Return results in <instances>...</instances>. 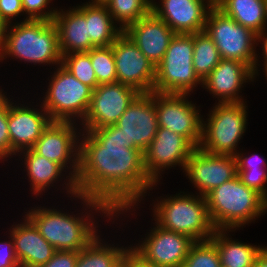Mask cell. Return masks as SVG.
<instances>
[{
	"mask_svg": "<svg viewBox=\"0 0 267 267\" xmlns=\"http://www.w3.org/2000/svg\"><path fill=\"white\" fill-rule=\"evenodd\" d=\"M111 46L117 82L133 87L139 93L154 92L156 67L132 39L123 32Z\"/></svg>",
	"mask_w": 267,
	"mask_h": 267,
	"instance_id": "obj_13",
	"label": "cell"
},
{
	"mask_svg": "<svg viewBox=\"0 0 267 267\" xmlns=\"http://www.w3.org/2000/svg\"><path fill=\"white\" fill-rule=\"evenodd\" d=\"M124 32L155 67L162 61L169 44L176 35L152 11L137 22L130 24Z\"/></svg>",
	"mask_w": 267,
	"mask_h": 267,
	"instance_id": "obj_22",
	"label": "cell"
},
{
	"mask_svg": "<svg viewBox=\"0 0 267 267\" xmlns=\"http://www.w3.org/2000/svg\"><path fill=\"white\" fill-rule=\"evenodd\" d=\"M52 1L53 0H22L25 15L22 21L29 19L53 21L58 9L48 6Z\"/></svg>",
	"mask_w": 267,
	"mask_h": 267,
	"instance_id": "obj_35",
	"label": "cell"
},
{
	"mask_svg": "<svg viewBox=\"0 0 267 267\" xmlns=\"http://www.w3.org/2000/svg\"><path fill=\"white\" fill-rule=\"evenodd\" d=\"M54 68L51 78H47L50 81L41 104L52 121H77L81 124L87 114L93 89L75 78L61 64Z\"/></svg>",
	"mask_w": 267,
	"mask_h": 267,
	"instance_id": "obj_7",
	"label": "cell"
},
{
	"mask_svg": "<svg viewBox=\"0 0 267 267\" xmlns=\"http://www.w3.org/2000/svg\"><path fill=\"white\" fill-rule=\"evenodd\" d=\"M13 101L9 103L8 112L10 159L23 150L31 149L52 122L42 104L38 109L30 103L25 106Z\"/></svg>",
	"mask_w": 267,
	"mask_h": 267,
	"instance_id": "obj_18",
	"label": "cell"
},
{
	"mask_svg": "<svg viewBox=\"0 0 267 267\" xmlns=\"http://www.w3.org/2000/svg\"><path fill=\"white\" fill-rule=\"evenodd\" d=\"M155 226L130 249L144 262L159 267H182L195 241L183 234Z\"/></svg>",
	"mask_w": 267,
	"mask_h": 267,
	"instance_id": "obj_11",
	"label": "cell"
},
{
	"mask_svg": "<svg viewBox=\"0 0 267 267\" xmlns=\"http://www.w3.org/2000/svg\"><path fill=\"white\" fill-rule=\"evenodd\" d=\"M254 267H267V247L265 245L260 251Z\"/></svg>",
	"mask_w": 267,
	"mask_h": 267,
	"instance_id": "obj_44",
	"label": "cell"
},
{
	"mask_svg": "<svg viewBox=\"0 0 267 267\" xmlns=\"http://www.w3.org/2000/svg\"><path fill=\"white\" fill-rule=\"evenodd\" d=\"M194 34H176L156 66L154 92L190 94L202 81L193 67Z\"/></svg>",
	"mask_w": 267,
	"mask_h": 267,
	"instance_id": "obj_9",
	"label": "cell"
},
{
	"mask_svg": "<svg viewBox=\"0 0 267 267\" xmlns=\"http://www.w3.org/2000/svg\"><path fill=\"white\" fill-rule=\"evenodd\" d=\"M264 73H265V77H267V70ZM266 80H267V78H266Z\"/></svg>",
	"mask_w": 267,
	"mask_h": 267,
	"instance_id": "obj_48",
	"label": "cell"
},
{
	"mask_svg": "<svg viewBox=\"0 0 267 267\" xmlns=\"http://www.w3.org/2000/svg\"><path fill=\"white\" fill-rule=\"evenodd\" d=\"M139 94L133 87L118 82L98 85L93 90L87 114L80 124L81 130L115 125Z\"/></svg>",
	"mask_w": 267,
	"mask_h": 267,
	"instance_id": "obj_14",
	"label": "cell"
},
{
	"mask_svg": "<svg viewBox=\"0 0 267 267\" xmlns=\"http://www.w3.org/2000/svg\"><path fill=\"white\" fill-rule=\"evenodd\" d=\"M265 5H266V15H267V0H265Z\"/></svg>",
	"mask_w": 267,
	"mask_h": 267,
	"instance_id": "obj_47",
	"label": "cell"
},
{
	"mask_svg": "<svg viewBox=\"0 0 267 267\" xmlns=\"http://www.w3.org/2000/svg\"><path fill=\"white\" fill-rule=\"evenodd\" d=\"M161 2V3H160ZM152 0L151 11L176 34H194L205 30L208 12L215 0Z\"/></svg>",
	"mask_w": 267,
	"mask_h": 267,
	"instance_id": "obj_19",
	"label": "cell"
},
{
	"mask_svg": "<svg viewBox=\"0 0 267 267\" xmlns=\"http://www.w3.org/2000/svg\"><path fill=\"white\" fill-rule=\"evenodd\" d=\"M183 173L201 196L238 175L235 156L211 154L199 147L190 154Z\"/></svg>",
	"mask_w": 267,
	"mask_h": 267,
	"instance_id": "obj_15",
	"label": "cell"
},
{
	"mask_svg": "<svg viewBox=\"0 0 267 267\" xmlns=\"http://www.w3.org/2000/svg\"><path fill=\"white\" fill-rule=\"evenodd\" d=\"M79 252L56 250L52 258L39 267H75Z\"/></svg>",
	"mask_w": 267,
	"mask_h": 267,
	"instance_id": "obj_39",
	"label": "cell"
},
{
	"mask_svg": "<svg viewBox=\"0 0 267 267\" xmlns=\"http://www.w3.org/2000/svg\"><path fill=\"white\" fill-rule=\"evenodd\" d=\"M23 155V158L22 156ZM16 156H20L24 161V171L27 173V179L30 183V190L32 194L36 196L43 195L45 191H48L51 187L56 186L55 183H64L60 186H64L62 190H66L67 197L76 199L78 194L75 179L71 175H67V171L58 163L52 162L43 156L38 155L32 149H27L19 152ZM65 172V173H64ZM64 173V174H63ZM66 175V179H65ZM64 177V178H63ZM60 178V180H59ZM65 184V185H64Z\"/></svg>",
	"mask_w": 267,
	"mask_h": 267,
	"instance_id": "obj_21",
	"label": "cell"
},
{
	"mask_svg": "<svg viewBox=\"0 0 267 267\" xmlns=\"http://www.w3.org/2000/svg\"><path fill=\"white\" fill-rule=\"evenodd\" d=\"M194 149L184 136L158 127L156 136L144 152V166L148 177L155 183L160 182L162 172L169 168L178 166L183 170Z\"/></svg>",
	"mask_w": 267,
	"mask_h": 267,
	"instance_id": "obj_17",
	"label": "cell"
},
{
	"mask_svg": "<svg viewBox=\"0 0 267 267\" xmlns=\"http://www.w3.org/2000/svg\"><path fill=\"white\" fill-rule=\"evenodd\" d=\"M255 79L254 72L245 63L222 58L202 81V87L216 97L218 103L246 102L240 92L246 83Z\"/></svg>",
	"mask_w": 267,
	"mask_h": 267,
	"instance_id": "obj_20",
	"label": "cell"
},
{
	"mask_svg": "<svg viewBox=\"0 0 267 267\" xmlns=\"http://www.w3.org/2000/svg\"><path fill=\"white\" fill-rule=\"evenodd\" d=\"M215 5L256 35L267 29L265 0H215Z\"/></svg>",
	"mask_w": 267,
	"mask_h": 267,
	"instance_id": "obj_26",
	"label": "cell"
},
{
	"mask_svg": "<svg viewBox=\"0 0 267 267\" xmlns=\"http://www.w3.org/2000/svg\"><path fill=\"white\" fill-rule=\"evenodd\" d=\"M152 0H109L105 5L124 31L130 24L151 12Z\"/></svg>",
	"mask_w": 267,
	"mask_h": 267,
	"instance_id": "obj_30",
	"label": "cell"
},
{
	"mask_svg": "<svg viewBox=\"0 0 267 267\" xmlns=\"http://www.w3.org/2000/svg\"><path fill=\"white\" fill-rule=\"evenodd\" d=\"M23 221L9 228L14 242V251L20 267H39L46 264L55 253V248L41 236L34 223L26 216Z\"/></svg>",
	"mask_w": 267,
	"mask_h": 267,
	"instance_id": "obj_23",
	"label": "cell"
},
{
	"mask_svg": "<svg viewBox=\"0 0 267 267\" xmlns=\"http://www.w3.org/2000/svg\"><path fill=\"white\" fill-rule=\"evenodd\" d=\"M158 198L152 203V218H155L151 220L195 242L210 240L216 229L210 220L205 196L180 191L170 197L166 195Z\"/></svg>",
	"mask_w": 267,
	"mask_h": 267,
	"instance_id": "obj_5",
	"label": "cell"
},
{
	"mask_svg": "<svg viewBox=\"0 0 267 267\" xmlns=\"http://www.w3.org/2000/svg\"><path fill=\"white\" fill-rule=\"evenodd\" d=\"M114 267H133V251L130 249Z\"/></svg>",
	"mask_w": 267,
	"mask_h": 267,
	"instance_id": "obj_43",
	"label": "cell"
},
{
	"mask_svg": "<svg viewBox=\"0 0 267 267\" xmlns=\"http://www.w3.org/2000/svg\"><path fill=\"white\" fill-rule=\"evenodd\" d=\"M61 65L83 84L93 90L99 85L92 67L90 51L73 52L62 56Z\"/></svg>",
	"mask_w": 267,
	"mask_h": 267,
	"instance_id": "obj_31",
	"label": "cell"
},
{
	"mask_svg": "<svg viewBox=\"0 0 267 267\" xmlns=\"http://www.w3.org/2000/svg\"><path fill=\"white\" fill-rule=\"evenodd\" d=\"M23 14L22 0H0V16L7 24L16 23L17 17Z\"/></svg>",
	"mask_w": 267,
	"mask_h": 267,
	"instance_id": "obj_38",
	"label": "cell"
},
{
	"mask_svg": "<svg viewBox=\"0 0 267 267\" xmlns=\"http://www.w3.org/2000/svg\"><path fill=\"white\" fill-rule=\"evenodd\" d=\"M205 31L215 43L221 58L245 63L259 76L257 35L227 16L216 5L208 12Z\"/></svg>",
	"mask_w": 267,
	"mask_h": 267,
	"instance_id": "obj_8",
	"label": "cell"
},
{
	"mask_svg": "<svg viewBox=\"0 0 267 267\" xmlns=\"http://www.w3.org/2000/svg\"><path fill=\"white\" fill-rule=\"evenodd\" d=\"M243 184L256 190L267 200V168L262 170H237Z\"/></svg>",
	"mask_w": 267,
	"mask_h": 267,
	"instance_id": "obj_36",
	"label": "cell"
},
{
	"mask_svg": "<svg viewBox=\"0 0 267 267\" xmlns=\"http://www.w3.org/2000/svg\"><path fill=\"white\" fill-rule=\"evenodd\" d=\"M216 245L211 240L195 242L182 267H220Z\"/></svg>",
	"mask_w": 267,
	"mask_h": 267,
	"instance_id": "obj_33",
	"label": "cell"
},
{
	"mask_svg": "<svg viewBox=\"0 0 267 267\" xmlns=\"http://www.w3.org/2000/svg\"><path fill=\"white\" fill-rule=\"evenodd\" d=\"M237 170H262L267 167L266 159L258 154L246 155L238 151L235 155Z\"/></svg>",
	"mask_w": 267,
	"mask_h": 267,
	"instance_id": "obj_37",
	"label": "cell"
},
{
	"mask_svg": "<svg viewBox=\"0 0 267 267\" xmlns=\"http://www.w3.org/2000/svg\"><path fill=\"white\" fill-rule=\"evenodd\" d=\"M133 267H159L156 265L149 264L141 260L134 252H133Z\"/></svg>",
	"mask_w": 267,
	"mask_h": 267,
	"instance_id": "obj_45",
	"label": "cell"
},
{
	"mask_svg": "<svg viewBox=\"0 0 267 267\" xmlns=\"http://www.w3.org/2000/svg\"><path fill=\"white\" fill-rule=\"evenodd\" d=\"M90 59L99 85L117 82L112 46L92 48Z\"/></svg>",
	"mask_w": 267,
	"mask_h": 267,
	"instance_id": "obj_32",
	"label": "cell"
},
{
	"mask_svg": "<svg viewBox=\"0 0 267 267\" xmlns=\"http://www.w3.org/2000/svg\"><path fill=\"white\" fill-rule=\"evenodd\" d=\"M7 23L0 16V62H3V56L5 52V40Z\"/></svg>",
	"mask_w": 267,
	"mask_h": 267,
	"instance_id": "obj_42",
	"label": "cell"
},
{
	"mask_svg": "<svg viewBox=\"0 0 267 267\" xmlns=\"http://www.w3.org/2000/svg\"><path fill=\"white\" fill-rule=\"evenodd\" d=\"M229 232L234 230H215L210 238L218 249L220 264L224 267H254L264 246L242 243L229 237Z\"/></svg>",
	"mask_w": 267,
	"mask_h": 267,
	"instance_id": "obj_25",
	"label": "cell"
},
{
	"mask_svg": "<svg viewBox=\"0 0 267 267\" xmlns=\"http://www.w3.org/2000/svg\"><path fill=\"white\" fill-rule=\"evenodd\" d=\"M115 125L122 132L126 147L136 148L144 153L159 127L153 92L140 93Z\"/></svg>",
	"mask_w": 267,
	"mask_h": 267,
	"instance_id": "obj_16",
	"label": "cell"
},
{
	"mask_svg": "<svg viewBox=\"0 0 267 267\" xmlns=\"http://www.w3.org/2000/svg\"><path fill=\"white\" fill-rule=\"evenodd\" d=\"M78 127L80 124L75 122L52 121L31 148L38 155L60 164L74 179L79 168V141L82 131Z\"/></svg>",
	"mask_w": 267,
	"mask_h": 267,
	"instance_id": "obj_12",
	"label": "cell"
},
{
	"mask_svg": "<svg viewBox=\"0 0 267 267\" xmlns=\"http://www.w3.org/2000/svg\"><path fill=\"white\" fill-rule=\"evenodd\" d=\"M80 137L75 178L78 194L104 202L115 218L136 211L147 192L159 183L148 177L144 153L126 147L116 125L81 131Z\"/></svg>",
	"mask_w": 267,
	"mask_h": 267,
	"instance_id": "obj_1",
	"label": "cell"
},
{
	"mask_svg": "<svg viewBox=\"0 0 267 267\" xmlns=\"http://www.w3.org/2000/svg\"><path fill=\"white\" fill-rule=\"evenodd\" d=\"M76 198L81 200L84 206H82L84 209L81 210L84 212L76 213V215L73 214L74 212L69 213L63 212V209H55L54 206L48 208L39 205L24 212L37 227L41 236L55 250L79 252L85 248L99 234L98 223L93 218V214L102 213L104 218L115 220V213L104 202L81 194H77Z\"/></svg>",
	"mask_w": 267,
	"mask_h": 267,
	"instance_id": "obj_2",
	"label": "cell"
},
{
	"mask_svg": "<svg viewBox=\"0 0 267 267\" xmlns=\"http://www.w3.org/2000/svg\"><path fill=\"white\" fill-rule=\"evenodd\" d=\"M188 97L190 94L153 92L158 126L184 136L198 148L201 143L203 115L200 114V106H196Z\"/></svg>",
	"mask_w": 267,
	"mask_h": 267,
	"instance_id": "obj_10",
	"label": "cell"
},
{
	"mask_svg": "<svg viewBox=\"0 0 267 267\" xmlns=\"http://www.w3.org/2000/svg\"><path fill=\"white\" fill-rule=\"evenodd\" d=\"M63 10L65 9L59 8L52 21L57 28L61 56L73 52H88L95 48L89 37L86 4Z\"/></svg>",
	"mask_w": 267,
	"mask_h": 267,
	"instance_id": "obj_24",
	"label": "cell"
},
{
	"mask_svg": "<svg viewBox=\"0 0 267 267\" xmlns=\"http://www.w3.org/2000/svg\"><path fill=\"white\" fill-rule=\"evenodd\" d=\"M109 0H89V3H93V4H106Z\"/></svg>",
	"mask_w": 267,
	"mask_h": 267,
	"instance_id": "obj_46",
	"label": "cell"
},
{
	"mask_svg": "<svg viewBox=\"0 0 267 267\" xmlns=\"http://www.w3.org/2000/svg\"><path fill=\"white\" fill-rule=\"evenodd\" d=\"M3 91L4 89H0V161H8L7 158H10L8 112L9 103L14 98L10 99Z\"/></svg>",
	"mask_w": 267,
	"mask_h": 267,
	"instance_id": "obj_34",
	"label": "cell"
},
{
	"mask_svg": "<svg viewBox=\"0 0 267 267\" xmlns=\"http://www.w3.org/2000/svg\"><path fill=\"white\" fill-rule=\"evenodd\" d=\"M10 57L34 65H60L62 56L54 23L29 19L8 24L3 60Z\"/></svg>",
	"mask_w": 267,
	"mask_h": 267,
	"instance_id": "obj_4",
	"label": "cell"
},
{
	"mask_svg": "<svg viewBox=\"0 0 267 267\" xmlns=\"http://www.w3.org/2000/svg\"><path fill=\"white\" fill-rule=\"evenodd\" d=\"M259 43L262 45V51H261V55L263 57V64H262V69L263 72H265L267 70V29H265L263 32H261L260 34L257 35V45H259Z\"/></svg>",
	"mask_w": 267,
	"mask_h": 267,
	"instance_id": "obj_41",
	"label": "cell"
},
{
	"mask_svg": "<svg viewBox=\"0 0 267 267\" xmlns=\"http://www.w3.org/2000/svg\"><path fill=\"white\" fill-rule=\"evenodd\" d=\"M205 199L216 230H238L267 212V200L238 175L211 190Z\"/></svg>",
	"mask_w": 267,
	"mask_h": 267,
	"instance_id": "obj_3",
	"label": "cell"
},
{
	"mask_svg": "<svg viewBox=\"0 0 267 267\" xmlns=\"http://www.w3.org/2000/svg\"><path fill=\"white\" fill-rule=\"evenodd\" d=\"M214 105L207 120L202 118L199 148L211 154L235 156L247 129V102L217 103L216 100Z\"/></svg>",
	"mask_w": 267,
	"mask_h": 267,
	"instance_id": "obj_6",
	"label": "cell"
},
{
	"mask_svg": "<svg viewBox=\"0 0 267 267\" xmlns=\"http://www.w3.org/2000/svg\"><path fill=\"white\" fill-rule=\"evenodd\" d=\"M220 53L207 32L194 33L193 67L203 81L221 61Z\"/></svg>",
	"mask_w": 267,
	"mask_h": 267,
	"instance_id": "obj_29",
	"label": "cell"
},
{
	"mask_svg": "<svg viewBox=\"0 0 267 267\" xmlns=\"http://www.w3.org/2000/svg\"><path fill=\"white\" fill-rule=\"evenodd\" d=\"M10 240L0 242V267H20L14 251V242L10 236Z\"/></svg>",
	"mask_w": 267,
	"mask_h": 267,
	"instance_id": "obj_40",
	"label": "cell"
},
{
	"mask_svg": "<svg viewBox=\"0 0 267 267\" xmlns=\"http://www.w3.org/2000/svg\"><path fill=\"white\" fill-rule=\"evenodd\" d=\"M85 3L91 43L95 47L111 46L124 31L116 24L105 4Z\"/></svg>",
	"mask_w": 267,
	"mask_h": 267,
	"instance_id": "obj_27",
	"label": "cell"
},
{
	"mask_svg": "<svg viewBox=\"0 0 267 267\" xmlns=\"http://www.w3.org/2000/svg\"><path fill=\"white\" fill-rule=\"evenodd\" d=\"M97 235L85 248L79 251L75 267H114L130 250L119 244H108ZM120 246V247H119Z\"/></svg>",
	"mask_w": 267,
	"mask_h": 267,
	"instance_id": "obj_28",
	"label": "cell"
}]
</instances>
